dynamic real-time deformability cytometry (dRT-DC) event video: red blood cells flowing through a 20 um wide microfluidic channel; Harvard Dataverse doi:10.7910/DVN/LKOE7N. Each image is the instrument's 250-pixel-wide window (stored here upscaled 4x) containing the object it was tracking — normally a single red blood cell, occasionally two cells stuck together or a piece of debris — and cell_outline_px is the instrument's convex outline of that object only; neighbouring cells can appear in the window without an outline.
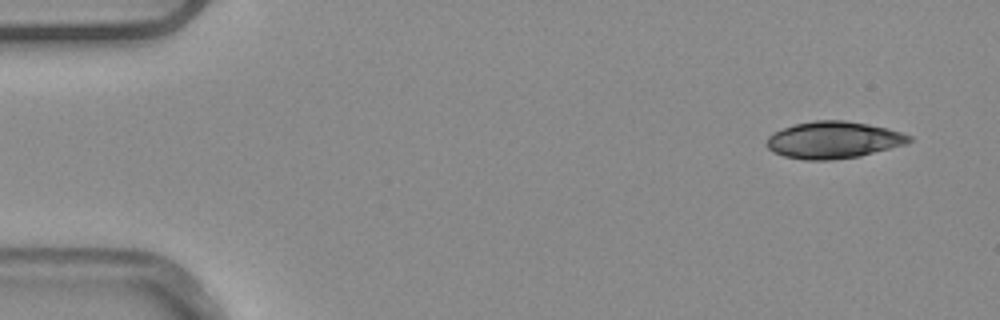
{"species": "common noctule bat (a hibernating species)", "species_latin": "Nyctalus noctula", "temperature_condition": "warm", "stored_images_in_passage": 4, "camera_frame_rate_fps": 3000, "um_per_image_px": 0.085, "animal": {"sex": "male", "body_mass_g": 20.4}, "frame": {"image": 1, "passage_image": 1, "time_ms": 0.0, "image_size_px": [1000, 320], "cell_outline_px": [[912, 140], [904, 144], [860, 156], [832, 160], [804, 160], [784, 156], [772, 152], [764, 144], [768, 136], [772, 132], [796, 124], [816, 120], [844, 120], [868, 124], [888, 128], [912, 136]], "centroid_in_image_um": [70.8, 11.9], "position_along_channel_um": 14.2, "area_um2": 30.69}}
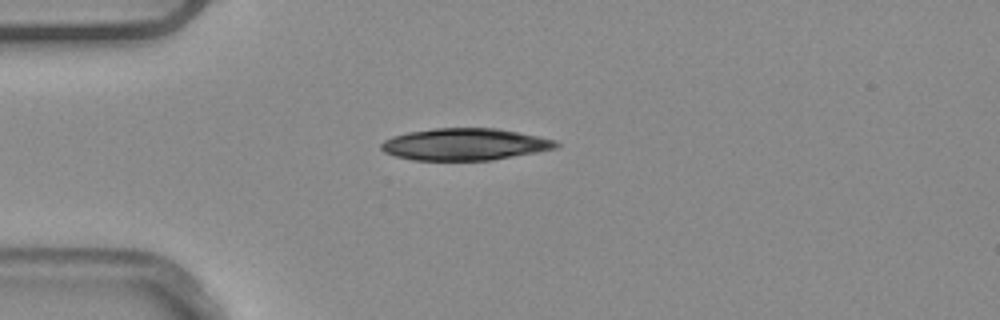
{"frame": {"image": 2, "passage_image": 3, "time_ms": 0.667, "image_size_px": [1000, 320], "cell_outline_px": [[560, 144], [556, 148], [536, 152], [492, 160], [412, 160], [396, 156], [384, 152], [380, 148], [380, 144], [384, 140], [392, 136], [408, 132], [436, 128], [496, 128], [556, 140]], "centroid_in_image_um": [39.47, 12.27], "position_along_channel_um": 45.5, "area_um2": 32.37}}